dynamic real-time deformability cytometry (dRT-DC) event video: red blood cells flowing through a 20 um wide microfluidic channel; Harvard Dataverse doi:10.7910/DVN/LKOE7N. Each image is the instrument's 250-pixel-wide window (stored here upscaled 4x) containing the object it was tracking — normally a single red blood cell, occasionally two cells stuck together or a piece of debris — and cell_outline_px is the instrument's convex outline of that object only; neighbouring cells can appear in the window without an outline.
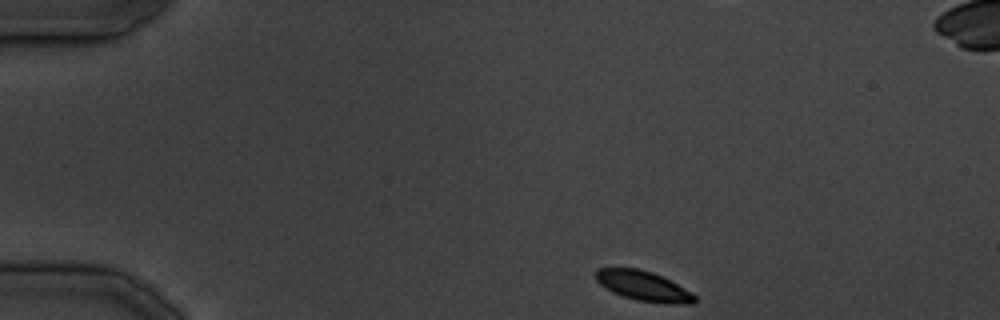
{"species": "common noctule bat (a hibernating species)", "species_latin": "Nyctalus noctula", "temperature_condition": "cold", "stored_images_in_passage": 21, "camera_frame_rate_fps": 3000, "um_per_image_px": 0.085, "animal": {"sex": "male", "body_mass_g": 19.5, "forearm_length_mm": 54.6}, "frame": {"image": 1, "passage_image": 1, "time_ms": 0.0, "image_size_px": [1000, 320], "cell_outline_px": [[696, 304], [684, 304], [636, 300], [612, 292], [600, 284], [596, 280], [596, 268], [640, 268], [652, 272], [692, 292], [696, 296]], "centroid_in_image_um": [54.68, 24.3], "position_along_channel_um": 30.3, "area_um2": 16.94}}